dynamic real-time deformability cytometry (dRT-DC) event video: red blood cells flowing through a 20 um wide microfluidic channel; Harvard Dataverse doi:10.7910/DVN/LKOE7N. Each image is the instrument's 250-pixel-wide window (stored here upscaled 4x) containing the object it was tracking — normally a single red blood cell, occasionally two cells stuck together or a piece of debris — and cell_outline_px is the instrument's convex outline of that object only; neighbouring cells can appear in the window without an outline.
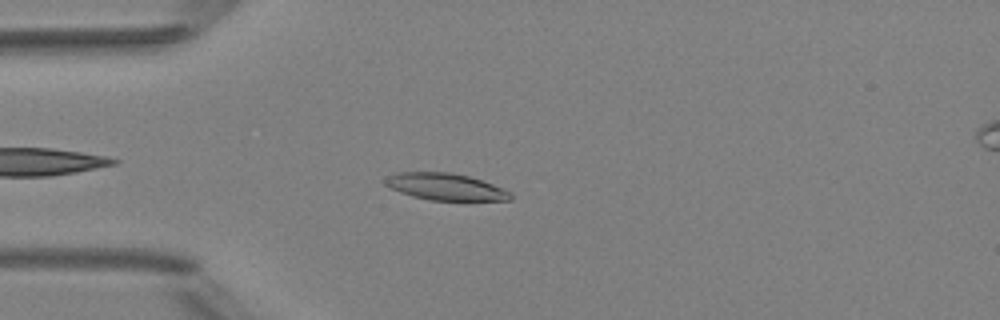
{"species": "Egyptian fruit bat (a non-hibernating species)", "species_latin": "Rousettus aegyptiacus", "temperature_condition": "room temperature", "stored_images_in_passage": 3, "camera_frame_rate_fps": 3000, "um_per_image_px": 0.085, "animal": {"sex": "female"}, "frame": {"image": 1, "passage_image": 2, "time_ms": 1.0, "image_size_px": [1000, 320], "cell_outline_px": [[512, 200], [428, 200], [412, 196], [400, 192], [384, 184], [384, 180], [388, 176], [396, 172], [448, 172], [468, 176], [504, 188], [512, 192]], "centroid_in_image_um": [37.87, 15.87], "position_along_channel_um": 47.1, "area_um2": 19.54}}